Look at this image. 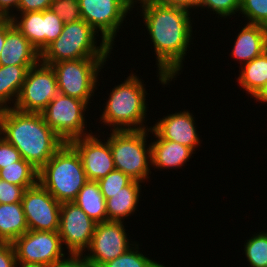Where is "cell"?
Here are the masks:
<instances>
[{
	"label": "cell",
	"mask_w": 267,
	"mask_h": 267,
	"mask_svg": "<svg viewBox=\"0 0 267 267\" xmlns=\"http://www.w3.org/2000/svg\"><path fill=\"white\" fill-rule=\"evenodd\" d=\"M241 12L248 24L267 26V0H241Z\"/></svg>",
	"instance_id": "f1b7e54d"
},
{
	"label": "cell",
	"mask_w": 267,
	"mask_h": 267,
	"mask_svg": "<svg viewBox=\"0 0 267 267\" xmlns=\"http://www.w3.org/2000/svg\"><path fill=\"white\" fill-rule=\"evenodd\" d=\"M244 246L251 267H267V233L262 231L253 235Z\"/></svg>",
	"instance_id": "4316f807"
},
{
	"label": "cell",
	"mask_w": 267,
	"mask_h": 267,
	"mask_svg": "<svg viewBox=\"0 0 267 267\" xmlns=\"http://www.w3.org/2000/svg\"><path fill=\"white\" fill-rule=\"evenodd\" d=\"M20 21L16 14L10 20L23 36L41 54L43 52V11L20 13Z\"/></svg>",
	"instance_id": "d4e9b609"
},
{
	"label": "cell",
	"mask_w": 267,
	"mask_h": 267,
	"mask_svg": "<svg viewBox=\"0 0 267 267\" xmlns=\"http://www.w3.org/2000/svg\"><path fill=\"white\" fill-rule=\"evenodd\" d=\"M6 40V19H0V54Z\"/></svg>",
	"instance_id": "b9f144b4"
},
{
	"label": "cell",
	"mask_w": 267,
	"mask_h": 267,
	"mask_svg": "<svg viewBox=\"0 0 267 267\" xmlns=\"http://www.w3.org/2000/svg\"><path fill=\"white\" fill-rule=\"evenodd\" d=\"M241 0H198V7L208 9L220 15V17H228L240 11Z\"/></svg>",
	"instance_id": "d6a6232c"
},
{
	"label": "cell",
	"mask_w": 267,
	"mask_h": 267,
	"mask_svg": "<svg viewBox=\"0 0 267 267\" xmlns=\"http://www.w3.org/2000/svg\"><path fill=\"white\" fill-rule=\"evenodd\" d=\"M238 83L253 96L267 83V50L250 62L242 64Z\"/></svg>",
	"instance_id": "cb8c5ba5"
},
{
	"label": "cell",
	"mask_w": 267,
	"mask_h": 267,
	"mask_svg": "<svg viewBox=\"0 0 267 267\" xmlns=\"http://www.w3.org/2000/svg\"><path fill=\"white\" fill-rule=\"evenodd\" d=\"M53 0H20L18 10L20 13L44 11L51 7Z\"/></svg>",
	"instance_id": "8d00e7d4"
},
{
	"label": "cell",
	"mask_w": 267,
	"mask_h": 267,
	"mask_svg": "<svg viewBox=\"0 0 267 267\" xmlns=\"http://www.w3.org/2000/svg\"><path fill=\"white\" fill-rule=\"evenodd\" d=\"M133 1L79 0L81 18L96 32L101 31V40H105L110 46H113L119 27L134 6Z\"/></svg>",
	"instance_id": "30bf717a"
},
{
	"label": "cell",
	"mask_w": 267,
	"mask_h": 267,
	"mask_svg": "<svg viewBox=\"0 0 267 267\" xmlns=\"http://www.w3.org/2000/svg\"><path fill=\"white\" fill-rule=\"evenodd\" d=\"M50 267L45 264H37V263H17L16 267Z\"/></svg>",
	"instance_id": "7bdbcfd3"
},
{
	"label": "cell",
	"mask_w": 267,
	"mask_h": 267,
	"mask_svg": "<svg viewBox=\"0 0 267 267\" xmlns=\"http://www.w3.org/2000/svg\"><path fill=\"white\" fill-rule=\"evenodd\" d=\"M43 51L56 40L63 31V20L51 8L43 11Z\"/></svg>",
	"instance_id": "f546056e"
},
{
	"label": "cell",
	"mask_w": 267,
	"mask_h": 267,
	"mask_svg": "<svg viewBox=\"0 0 267 267\" xmlns=\"http://www.w3.org/2000/svg\"><path fill=\"white\" fill-rule=\"evenodd\" d=\"M192 113L180 111L160 119L150 127L161 139L175 141L195 151L200 144Z\"/></svg>",
	"instance_id": "2e32d148"
},
{
	"label": "cell",
	"mask_w": 267,
	"mask_h": 267,
	"mask_svg": "<svg viewBox=\"0 0 267 267\" xmlns=\"http://www.w3.org/2000/svg\"><path fill=\"white\" fill-rule=\"evenodd\" d=\"M144 84L136 75L115 86L106 102L100 121L114 127L111 131L143 130L146 117V94Z\"/></svg>",
	"instance_id": "3957f363"
},
{
	"label": "cell",
	"mask_w": 267,
	"mask_h": 267,
	"mask_svg": "<svg viewBox=\"0 0 267 267\" xmlns=\"http://www.w3.org/2000/svg\"><path fill=\"white\" fill-rule=\"evenodd\" d=\"M124 221H105L97 223L92 237L90 254L84 255L92 267L112 261L123 255L134 244H129ZM132 245V246H131Z\"/></svg>",
	"instance_id": "5bb4252c"
},
{
	"label": "cell",
	"mask_w": 267,
	"mask_h": 267,
	"mask_svg": "<svg viewBox=\"0 0 267 267\" xmlns=\"http://www.w3.org/2000/svg\"><path fill=\"white\" fill-rule=\"evenodd\" d=\"M28 231L21 202L0 204V242L13 243Z\"/></svg>",
	"instance_id": "44dd1931"
},
{
	"label": "cell",
	"mask_w": 267,
	"mask_h": 267,
	"mask_svg": "<svg viewBox=\"0 0 267 267\" xmlns=\"http://www.w3.org/2000/svg\"><path fill=\"white\" fill-rule=\"evenodd\" d=\"M17 259L12 243L0 242V267H16Z\"/></svg>",
	"instance_id": "d590c367"
},
{
	"label": "cell",
	"mask_w": 267,
	"mask_h": 267,
	"mask_svg": "<svg viewBox=\"0 0 267 267\" xmlns=\"http://www.w3.org/2000/svg\"><path fill=\"white\" fill-rule=\"evenodd\" d=\"M50 8L63 20L64 24L82 19L79 0H53Z\"/></svg>",
	"instance_id": "4dcf8cb0"
},
{
	"label": "cell",
	"mask_w": 267,
	"mask_h": 267,
	"mask_svg": "<svg viewBox=\"0 0 267 267\" xmlns=\"http://www.w3.org/2000/svg\"><path fill=\"white\" fill-rule=\"evenodd\" d=\"M97 223L76 203L63 202L60 208L59 236L69 254H83L90 247Z\"/></svg>",
	"instance_id": "7c38bea8"
},
{
	"label": "cell",
	"mask_w": 267,
	"mask_h": 267,
	"mask_svg": "<svg viewBox=\"0 0 267 267\" xmlns=\"http://www.w3.org/2000/svg\"><path fill=\"white\" fill-rule=\"evenodd\" d=\"M97 33L83 19L64 24L61 35L41 53V62L51 66L63 60L107 58L113 47L105 40L97 46Z\"/></svg>",
	"instance_id": "5b68a950"
},
{
	"label": "cell",
	"mask_w": 267,
	"mask_h": 267,
	"mask_svg": "<svg viewBox=\"0 0 267 267\" xmlns=\"http://www.w3.org/2000/svg\"><path fill=\"white\" fill-rule=\"evenodd\" d=\"M21 204L28 230L59 231L61 203L39 182L25 189Z\"/></svg>",
	"instance_id": "4fadbf2b"
},
{
	"label": "cell",
	"mask_w": 267,
	"mask_h": 267,
	"mask_svg": "<svg viewBox=\"0 0 267 267\" xmlns=\"http://www.w3.org/2000/svg\"><path fill=\"white\" fill-rule=\"evenodd\" d=\"M38 172L37 169L22 158L20 161L0 169V179L27 189L38 183Z\"/></svg>",
	"instance_id": "484cf974"
},
{
	"label": "cell",
	"mask_w": 267,
	"mask_h": 267,
	"mask_svg": "<svg viewBox=\"0 0 267 267\" xmlns=\"http://www.w3.org/2000/svg\"><path fill=\"white\" fill-rule=\"evenodd\" d=\"M25 189L0 179V204L21 202Z\"/></svg>",
	"instance_id": "836d02e7"
},
{
	"label": "cell",
	"mask_w": 267,
	"mask_h": 267,
	"mask_svg": "<svg viewBox=\"0 0 267 267\" xmlns=\"http://www.w3.org/2000/svg\"><path fill=\"white\" fill-rule=\"evenodd\" d=\"M132 180L122 171L114 169L97 182L102 194H114L121 191V188L127 186Z\"/></svg>",
	"instance_id": "1f68e13d"
},
{
	"label": "cell",
	"mask_w": 267,
	"mask_h": 267,
	"mask_svg": "<svg viewBox=\"0 0 267 267\" xmlns=\"http://www.w3.org/2000/svg\"><path fill=\"white\" fill-rule=\"evenodd\" d=\"M133 246L134 247L128 249L123 255H120L112 261L102 264L100 267H165L159 262L157 263L154 260L152 261L140 253L138 251L139 246L137 243L136 245L134 243Z\"/></svg>",
	"instance_id": "83f0119b"
},
{
	"label": "cell",
	"mask_w": 267,
	"mask_h": 267,
	"mask_svg": "<svg viewBox=\"0 0 267 267\" xmlns=\"http://www.w3.org/2000/svg\"><path fill=\"white\" fill-rule=\"evenodd\" d=\"M58 94L59 88L54 69L40 61L27 71L13 108L25 113H41Z\"/></svg>",
	"instance_id": "9c48e42d"
},
{
	"label": "cell",
	"mask_w": 267,
	"mask_h": 267,
	"mask_svg": "<svg viewBox=\"0 0 267 267\" xmlns=\"http://www.w3.org/2000/svg\"><path fill=\"white\" fill-rule=\"evenodd\" d=\"M87 181L81 158L69 143L38 172V182L60 203L73 202Z\"/></svg>",
	"instance_id": "277c9868"
},
{
	"label": "cell",
	"mask_w": 267,
	"mask_h": 267,
	"mask_svg": "<svg viewBox=\"0 0 267 267\" xmlns=\"http://www.w3.org/2000/svg\"><path fill=\"white\" fill-rule=\"evenodd\" d=\"M73 202L96 223L107 221L106 200L97 181L88 180Z\"/></svg>",
	"instance_id": "7402d4cb"
},
{
	"label": "cell",
	"mask_w": 267,
	"mask_h": 267,
	"mask_svg": "<svg viewBox=\"0 0 267 267\" xmlns=\"http://www.w3.org/2000/svg\"><path fill=\"white\" fill-rule=\"evenodd\" d=\"M41 61V54L13 25L6 19V40L0 54V65L35 66Z\"/></svg>",
	"instance_id": "e0dca14e"
},
{
	"label": "cell",
	"mask_w": 267,
	"mask_h": 267,
	"mask_svg": "<svg viewBox=\"0 0 267 267\" xmlns=\"http://www.w3.org/2000/svg\"><path fill=\"white\" fill-rule=\"evenodd\" d=\"M17 263L52 265L64 258L63 245L58 231L28 230L13 243Z\"/></svg>",
	"instance_id": "8fae6325"
},
{
	"label": "cell",
	"mask_w": 267,
	"mask_h": 267,
	"mask_svg": "<svg viewBox=\"0 0 267 267\" xmlns=\"http://www.w3.org/2000/svg\"><path fill=\"white\" fill-rule=\"evenodd\" d=\"M267 50V31L263 25L246 24L234 42L232 56L245 64Z\"/></svg>",
	"instance_id": "ac0fdd59"
},
{
	"label": "cell",
	"mask_w": 267,
	"mask_h": 267,
	"mask_svg": "<svg viewBox=\"0 0 267 267\" xmlns=\"http://www.w3.org/2000/svg\"><path fill=\"white\" fill-rule=\"evenodd\" d=\"M31 67L33 66L0 65V109L9 107L7 103L13 102V99L16 103L26 73Z\"/></svg>",
	"instance_id": "603a6c76"
},
{
	"label": "cell",
	"mask_w": 267,
	"mask_h": 267,
	"mask_svg": "<svg viewBox=\"0 0 267 267\" xmlns=\"http://www.w3.org/2000/svg\"><path fill=\"white\" fill-rule=\"evenodd\" d=\"M138 1L142 4L144 25L155 49L159 80L166 85L182 69V60L192 39L191 12L151 0H134L133 3Z\"/></svg>",
	"instance_id": "6da1fadb"
},
{
	"label": "cell",
	"mask_w": 267,
	"mask_h": 267,
	"mask_svg": "<svg viewBox=\"0 0 267 267\" xmlns=\"http://www.w3.org/2000/svg\"><path fill=\"white\" fill-rule=\"evenodd\" d=\"M107 58H82L53 63L59 93L78 98L87 104L94 96L98 74ZM102 66V67H101Z\"/></svg>",
	"instance_id": "52a82bcc"
},
{
	"label": "cell",
	"mask_w": 267,
	"mask_h": 267,
	"mask_svg": "<svg viewBox=\"0 0 267 267\" xmlns=\"http://www.w3.org/2000/svg\"><path fill=\"white\" fill-rule=\"evenodd\" d=\"M150 132L157 138L151 142V160L154 168H179L189 161L194 151L175 141L161 139L151 128Z\"/></svg>",
	"instance_id": "d6986e66"
},
{
	"label": "cell",
	"mask_w": 267,
	"mask_h": 267,
	"mask_svg": "<svg viewBox=\"0 0 267 267\" xmlns=\"http://www.w3.org/2000/svg\"><path fill=\"white\" fill-rule=\"evenodd\" d=\"M150 128L143 130L114 131L107 137L115 169L131 179L145 181L151 174V144L146 148V137ZM150 162V163H149ZM150 164V165H149Z\"/></svg>",
	"instance_id": "8992f818"
},
{
	"label": "cell",
	"mask_w": 267,
	"mask_h": 267,
	"mask_svg": "<svg viewBox=\"0 0 267 267\" xmlns=\"http://www.w3.org/2000/svg\"><path fill=\"white\" fill-rule=\"evenodd\" d=\"M142 182L132 180L127 186L114 194H103L106 200L107 221H122L135 213L139 202Z\"/></svg>",
	"instance_id": "ffe728a7"
},
{
	"label": "cell",
	"mask_w": 267,
	"mask_h": 267,
	"mask_svg": "<svg viewBox=\"0 0 267 267\" xmlns=\"http://www.w3.org/2000/svg\"><path fill=\"white\" fill-rule=\"evenodd\" d=\"M0 135L38 171L65 143L41 113H25L12 106L0 109Z\"/></svg>",
	"instance_id": "7a4b0ae2"
},
{
	"label": "cell",
	"mask_w": 267,
	"mask_h": 267,
	"mask_svg": "<svg viewBox=\"0 0 267 267\" xmlns=\"http://www.w3.org/2000/svg\"><path fill=\"white\" fill-rule=\"evenodd\" d=\"M87 103L78 98L58 94L41 112L45 123L65 142L92 134L85 133ZM84 132V133H83Z\"/></svg>",
	"instance_id": "ba28073f"
},
{
	"label": "cell",
	"mask_w": 267,
	"mask_h": 267,
	"mask_svg": "<svg viewBox=\"0 0 267 267\" xmlns=\"http://www.w3.org/2000/svg\"><path fill=\"white\" fill-rule=\"evenodd\" d=\"M69 144L79 154L87 180L98 181L115 169L109 141L103 143L96 135L76 138Z\"/></svg>",
	"instance_id": "9a60e30c"
},
{
	"label": "cell",
	"mask_w": 267,
	"mask_h": 267,
	"mask_svg": "<svg viewBox=\"0 0 267 267\" xmlns=\"http://www.w3.org/2000/svg\"><path fill=\"white\" fill-rule=\"evenodd\" d=\"M257 99V101H260L261 103L265 102L267 103V83L264 84L257 92L252 96Z\"/></svg>",
	"instance_id": "60d3db41"
},
{
	"label": "cell",
	"mask_w": 267,
	"mask_h": 267,
	"mask_svg": "<svg viewBox=\"0 0 267 267\" xmlns=\"http://www.w3.org/2000/svg\"><path fill=\"white\" fill-rule=\"evenodd\" d=\"M69 258H62L56 261L50 267H92L91 264L86 260L83 254H68Z\"/></svg>",
	"instance_id": "74e56055"
},
{
	"label": "cell",
	"mask_w": 267,
	"mask_h": 267,
	"mask_svg": "<svg viewBox=\"0 0 267 267\" xmlns=\"http://www.w3.org/2000/svg\"><path fill=\"white\" fill-rule=\"evenodd\" d=\"M21 159L20 152L0 135V169Z\"/></svg>",
	"instance_id": "e575fe53"
},
{
	"label": "cell",
	"mask_w": 267,
	"mask_h": 267,
	"mask_svg": "<svg viewBox=\"0 0 267 267\" xmlns=\"http://www.w3.org/2000/svg\"><path fill=\"white\" fill-rule=\"evenodd\" d=\"M155 1L157 3L171 6V7H178L185 10H190L191 8H197L198 7V0H151Z\"/></svg>",
	"instance_id": "f35d334b"
},
{
	"label": "cell",
	"mask_w": 267,
	"mask_h": 267,
	"mask_svg": "<svg viewBox=\"0 0 267 267\" xmlns=\"http://www.w3.org/2000/svg\"><path fill=\"white\" fill-rule=\"evenodd\" d=\"M20 0H0V19H10L13 15L11 14L10 8L18 10Z\"/></svg>",
	"instance_id": "ab89813d"
}]
</instances>
